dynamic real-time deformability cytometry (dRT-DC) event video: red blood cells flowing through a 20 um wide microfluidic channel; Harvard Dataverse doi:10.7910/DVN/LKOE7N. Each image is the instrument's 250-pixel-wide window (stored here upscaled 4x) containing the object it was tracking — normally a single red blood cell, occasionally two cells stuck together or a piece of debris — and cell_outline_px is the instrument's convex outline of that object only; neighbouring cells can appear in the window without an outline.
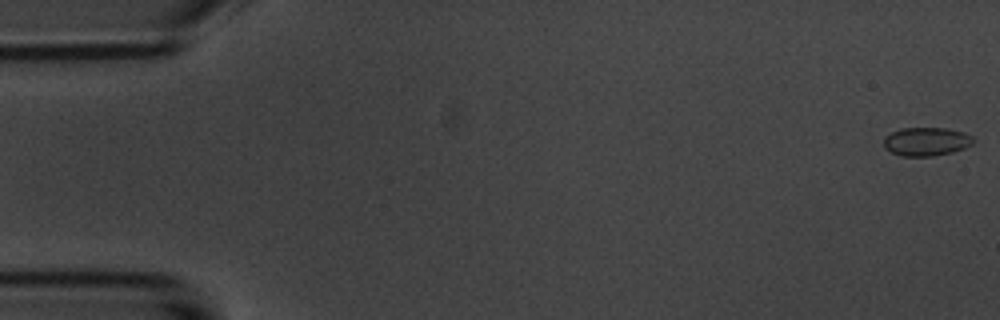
{"species": "common noctule bat (a hibernating species)", "species_latin": "Nyctalus noctula", "temperature_condition": "room temperature", "stored_images_in_passage": 55, "camera_frame_rate_fps": 3000, "um_per_image_px": 0.085, "animal": {"sex": "male", "body_mass_g": 20.1, "forearm_length_mm": 53.5}, "frame": {"image": 1, "passage_image": 1, "time_ms": 0.0, "image_size_px": [1000, 320], "cell_outline_px": [[976, 140], [972, 144], [964, 148], [952, 152], [932, 156], [900, 156], [884, 148], [884, 136], [900, 128], [944, 128], [964, 132], [972, 136]], "centroid_in_image_um": [78.73, 12.03], "position_along_channel_um": 6.3, "area_um2": 14.97}}
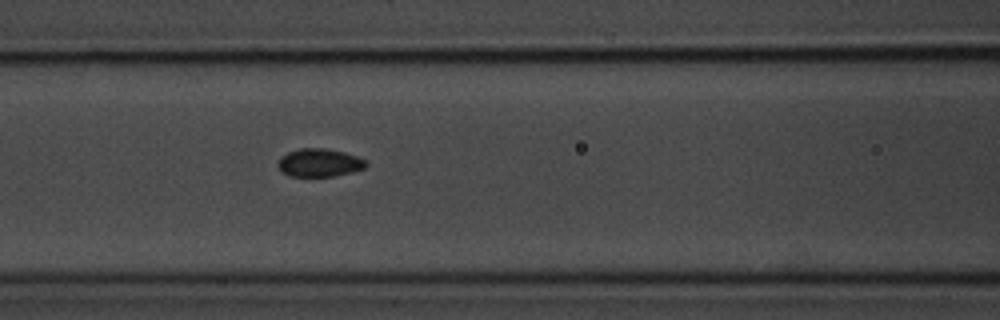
{"frame": {"image": 2, "passage_image": 23, "time_ms": 7.333, "image_size_px": [1000, 320], "cell_outline_px": [[368, 164], [364, 168], [352, 172], [332, 176], [288, 176], [280, 172], [276, 164], [280, 156], [288, 152], [300, 148], [324, 148], [344, 152], [368, 160]], "centroid_in_image_um": [27.11, 13.83], "position_along_channel_um": 139.5, "area_um2": 14.62}}
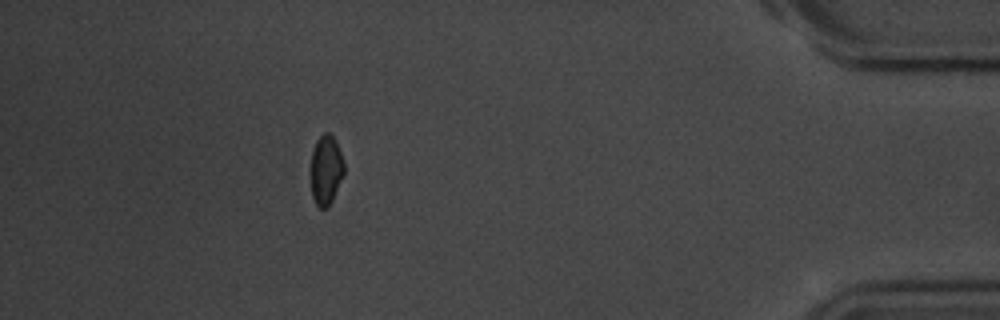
{"frame": {"image": 3, "passage_image": 49, "time_ms": 16.0, "image_size_px": [1000, 320], "cell_outline_px": [[344, 172], [332, 200], [328, 208], [320, 208], [316, 204], [312, 196], [308, 172], [312, 152], [316, 140], [324, 132], [328, 132], [336, 140], [344, 160]], "centroid_in_image_um": [27.66, 14.43], "position_along_channel_um": 407.5, "area_um2": 13.99}, "authors_computed_cell_mechanics": {"area_um2": 14.5656, "velocity_mm_per_s": 3.7044, "shape_relaxation_time_tau1_ms": 3.1771, "shape_relaxation_time_tau2_ms": 4.2695, "deformation_change_tau1": 0.0385, "deformation_change_tau2": 0.0552}}